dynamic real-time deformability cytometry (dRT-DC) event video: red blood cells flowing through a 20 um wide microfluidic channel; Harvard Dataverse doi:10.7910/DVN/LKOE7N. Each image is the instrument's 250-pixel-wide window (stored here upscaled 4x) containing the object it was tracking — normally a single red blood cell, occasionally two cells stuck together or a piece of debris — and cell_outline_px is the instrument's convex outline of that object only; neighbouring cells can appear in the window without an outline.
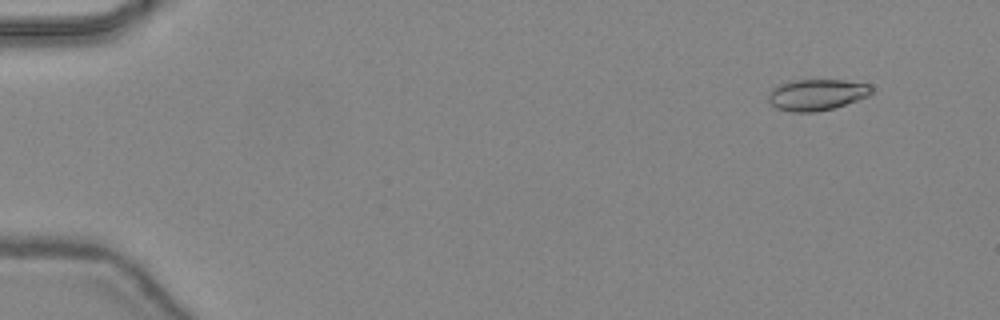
{"species": "common noctule bat (a hibernating species)", "species_latin": "Nyctalus noctula", "temperature_condition": "warm", "stored_images_in_passage": 48, "camera_frame_rate_fps": 3000, "um_per_image_px": 0.085, "animal": {"sex": "female", "body_mass_g": 24.6, "forearm_length_mm": 56.2}, "frame": {"image": 1, "passage_image": 5, "time_ms": 1.333, "image_size_px": [1000, 320], "cell_outline_px": [[872, 92], [868, 96], [832, 108], [816, 112], [792, 112], [776, 108], [768, 100], [768, 92], [772, 88], [788, 80], [844, 80], [868, 84], [872, 88]], "centroid_in_image_um": [69.37, 8.04], "position_along_channel_um": 15.6, "area_um2": 18.73}}
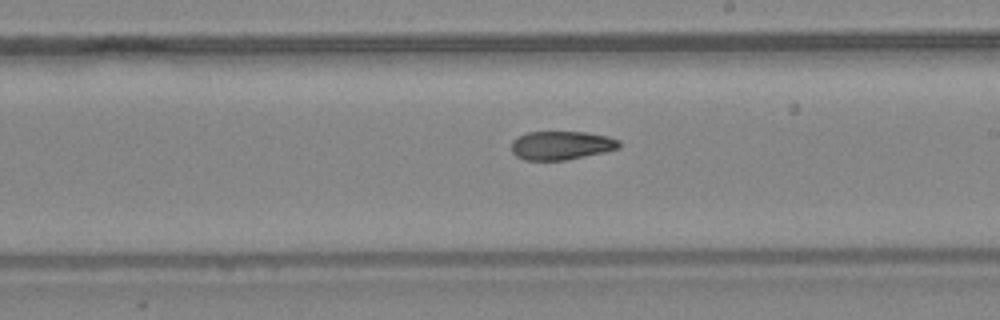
{"frame": {"image": 2, "passage_image": 29, "time_ms": 9.333, "image_size_px": [1000, 320], "cell_outline_px": [[620, 148], [604, 152], [564, 160], [524, 160], [516, 156], [512, 152], [512, 140], [528, 132], [584, 132], [608, 136], [620, 140]], "centroid_in_image_um": [47.72, 12.36], "position_along_channel_um": 241.3, "area_um2": 17.92}}
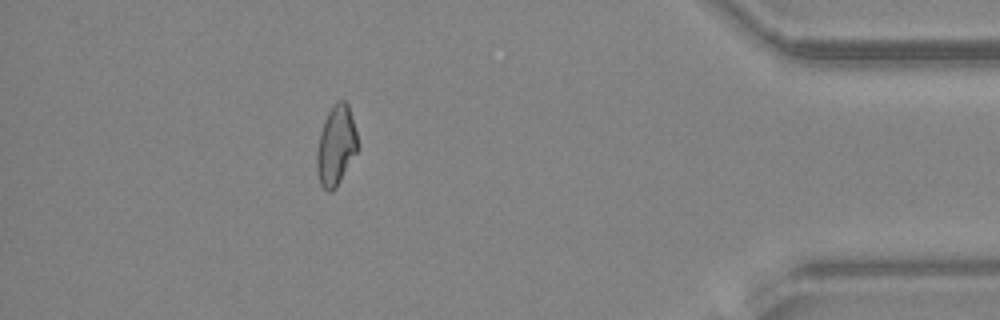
{"frame": {"image": 3, "passage_image": 43, "time_ms": 14.0, "image_size_px": [1000, 320], "cell_outline_px": [[360, 148], [336, 188], [332, 192], [328, 192], [320, 184], [316, 172], [316, 152], [320, 132], [324, 120], [332, 104], [340, 100], [344, 100], [348, 104], [360, 144]], "centroid_in_image_um": [28.57, 12.39], "position_along_channel_um": 406.6, "area_um2": 19.48}}